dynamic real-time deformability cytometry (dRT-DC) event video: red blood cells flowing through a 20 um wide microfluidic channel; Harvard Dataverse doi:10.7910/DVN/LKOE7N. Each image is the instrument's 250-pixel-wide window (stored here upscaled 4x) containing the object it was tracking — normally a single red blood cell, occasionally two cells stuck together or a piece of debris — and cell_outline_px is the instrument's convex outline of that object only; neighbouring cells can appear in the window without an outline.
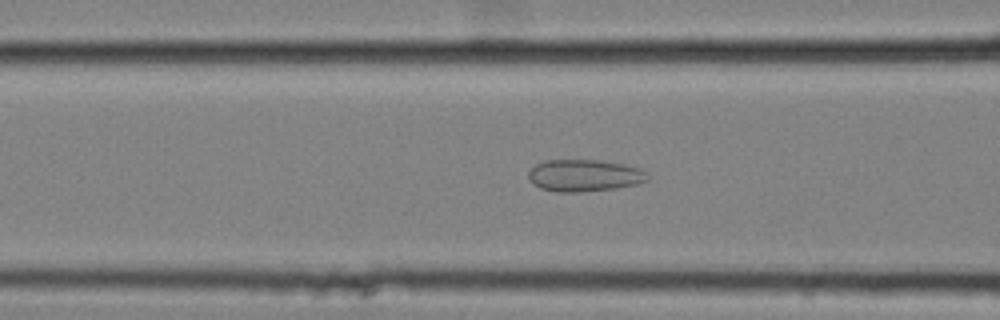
{"species": "common noctule bat (a hibernating species)", "species_latin": "Nyctalus noctula", "temperature_condition": "cold", "stored_images_in_passage": 39, "camera_frame_rate_fps": 3000, "um_per_image_px": 0.085, "animal": {"sex": "female", "body_mass_g": 25.1}, "frame": {"image": 1, "passage_image": 5, "time_ms": 1.333, "image_size_px": [1000, 320], "cell_outline_px": [[648, 180], [636, 184], [616, 188], [576, 192], [556, 192], [540, 188], [532, 184], [528, 180], [528, 172], [536, 164], [544, 160], [600, 160], [624, 164], [640, 168], [644, 172]], "centroid_in_image_um": [49.61, 14.91], "position_along_channel_um": 117.0, "area_um2": 22.2}}
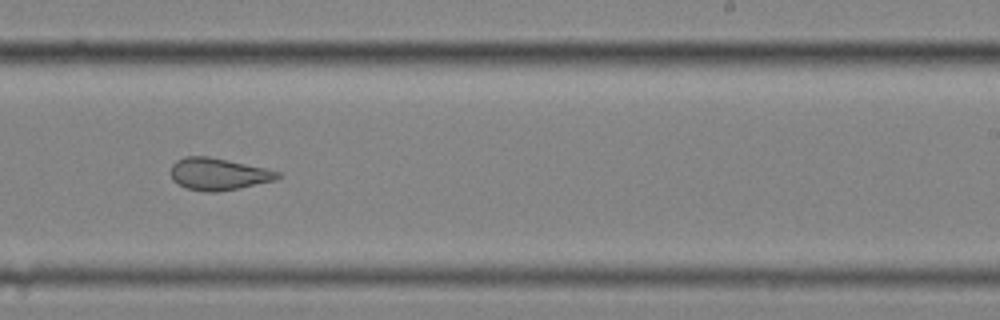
{"frame": {"image": 2, "passage_image": 18, "time_ms": 5.667, "image_size_px": [1000, 320], "cell_outline_px": [[284, 176], [276, 180], [240, 188], [220, 192], [204, 192], [188, 188], [172, 180], [172, 164], [176, 160], [184, 156], [208, 156], [228, 160], [264, 168], [280, 172]], "centroid_in_image_um": [18.59, 14.8], "position_along_channel_um": 270.4, "area_um2": 20.0}}
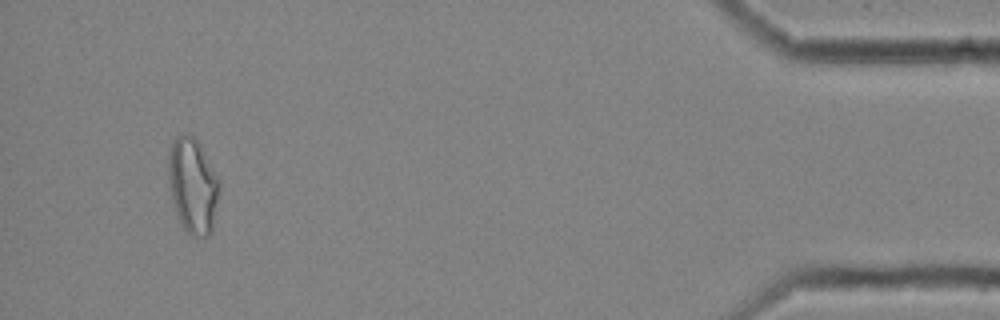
{"frame": {"image": 3, "passage_image": 36, "time_ms": 11.667, "image_size_px": [1000, 320], "cell_outline_px": [[220, 188], [212, 232], [208, 236], [192, 236], [184, 228], [176, 216], [172, 204], [168, 184], [168, 152], [172, 140], [176, 136], [184, 132], [188, 132], [200, 144], [220, 180]], "centroid_in_image_um": [16.37, 15.76], "position_along_channel_um": 418.8, "area_um2": 28.96}, "authors_computed_cell_mechanics": {"area_um2": 21.2704, "velocity_mm_per_s": 3.5455, "shape_relaxation_time_tau1_ms": null, "shape_relaxation_time_tau2_ms": 1.9785, "deformation_change_tau1": null, "deformation_change_tau2": 0.0985}}